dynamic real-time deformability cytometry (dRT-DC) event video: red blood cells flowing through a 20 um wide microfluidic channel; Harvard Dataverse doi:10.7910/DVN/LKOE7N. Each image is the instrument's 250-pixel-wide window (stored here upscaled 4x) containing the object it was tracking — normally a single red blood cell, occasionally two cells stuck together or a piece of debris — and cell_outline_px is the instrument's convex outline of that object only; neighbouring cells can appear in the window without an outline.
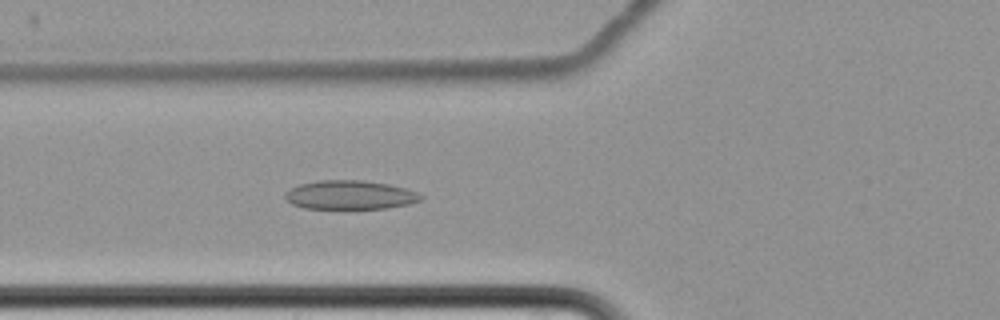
{"species": "common noctule bat (a hibernating species)", "species_latin": "Nyctalus noctula", "temperature_condition": "cold", "stored_images_in_passage": 9, "camera_frame_rate_fps": 3000, "um_per_image_px": 0.085, "animal": {"sex": "female", "body_mass_g": 22.7, "forearm_length_mm": 54.2}, "frame": {"image": 1, "passage_image": 9, "time_ms": 9.333, "image_size_px": [1000, 320], "cell_outline_px": [[424, 200], [408, 204], [388, 208], [348, 212], [304, 208], [292, 204], [284, 200], [284, 192], [300, 184], [316, 180], [364, 180], [388, 184], [404, 188], [416, 192], [424, 196]], "centroid_in_image_um": [29.72, 16.63], "position_along_channel_um": 96.1, "area_um2": 24.16}}